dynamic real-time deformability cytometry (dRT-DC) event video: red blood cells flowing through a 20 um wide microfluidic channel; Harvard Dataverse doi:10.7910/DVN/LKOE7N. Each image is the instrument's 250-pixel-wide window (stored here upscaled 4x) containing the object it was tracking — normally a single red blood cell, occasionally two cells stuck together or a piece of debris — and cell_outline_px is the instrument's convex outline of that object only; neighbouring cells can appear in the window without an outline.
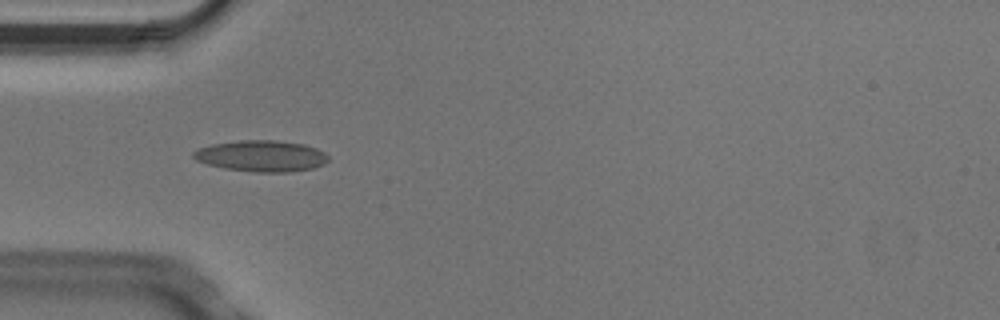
{"species": "Egyptian fruit bat (a non-hibernating species)", "species_latin": "Rousettus aegyptiacus", "temperature_condition": "cold", "stored_images_in_passage": 8, "camera_frame_rate_fps": 3000, "um_per_image_px": 0.085, "animal": {"sex": "male"}, "frame": {"image": 1, "passage_image": 5, "time_ms": 1.333, "image_size_px": [1000, 320], "cell_outline_px": [[328, 160], [324, 164], [312, 168], [292, 172], [256, 172], [224, 168], [208, 164], [196, 160], [192, 156], [192, 152], [200, 148], [212, 144], [240, 140], [272, 140], [304, 144], [316, 148], [324, 152], [328, 156]], "centroid_in_image_um": [22.22, 13.26], "position_along_channel_um": 62.8, "area_um2": 24.45}}
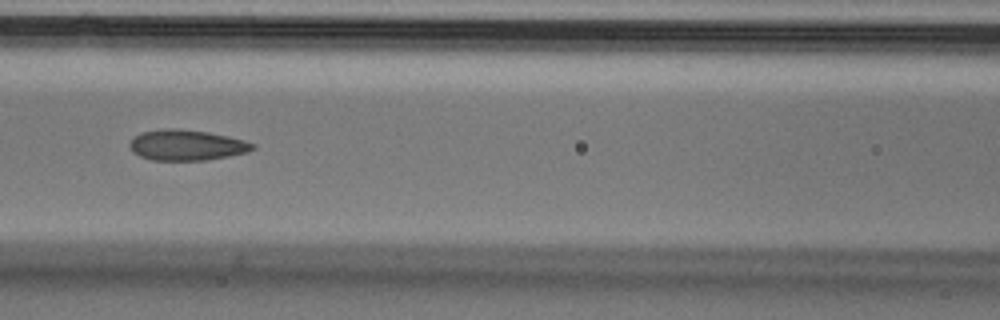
{"frame": {"image": 2, "passage_image": 7, "time_ms": 2.0, "image_size_px": [1000, 320], "cell_outline_px": [[256, 148], [248, 152], [208, 160], [152, 160], [140, 156], [132, 152], [128, 144], [132, 136], [140, 132], [160, 128], [176, 128], [208, 132], [228, 136], [244, 140], [256, 144]], "centroid_in_image_um": [15.83, 12.32], "position_along_channel_um": 150.8, "area_um2": 22.31}}
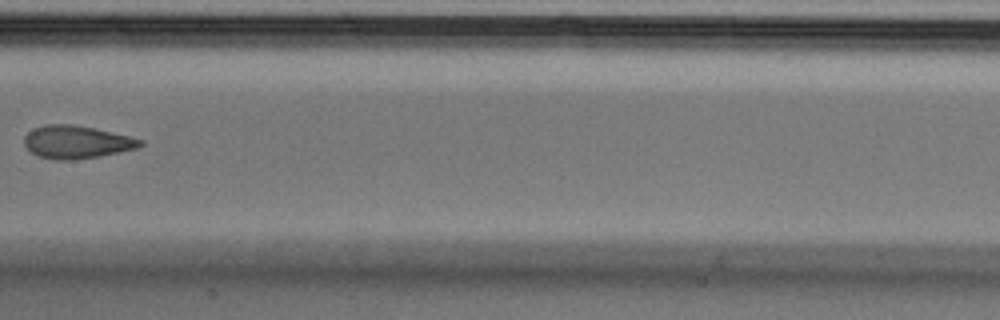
{"frame": {"image": 3, "passage_image": 8, "time_ms": 2.333, "image_size_px": [1000, 320], "cell_outline_px": [[144, 144], [136, 148], [100, 156], [72, 160], [60, 160], [40, 156], [32, 152], [24, 144], [24, 136], [32, 128], [44, 124], [72, 124], [96, 128], [144, 140]], "centroid_in_image_um": [6.5, 12.05], "position_along_channel_um": 200.9, "area_um2": 22.14}}